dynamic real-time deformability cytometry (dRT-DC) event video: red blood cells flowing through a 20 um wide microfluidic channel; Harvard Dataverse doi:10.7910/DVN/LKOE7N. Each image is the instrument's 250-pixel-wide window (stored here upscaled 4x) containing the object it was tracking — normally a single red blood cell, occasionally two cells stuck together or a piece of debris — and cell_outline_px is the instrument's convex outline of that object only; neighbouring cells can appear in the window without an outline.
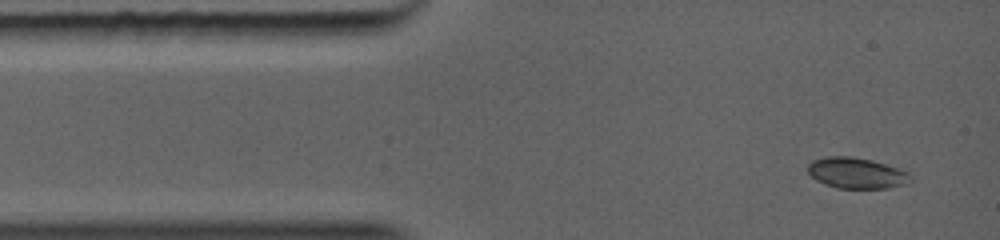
{"species": "common noctule bat (a hibernating species)", "species_latin": "Nyctalus noctula", "temperature_condition": "warm", "stored_images_in_passage": 22, "camera_frame_rate_fps": 5000, "um_per_image_px": 0.085, "animal": {"sex": "female", "body_mass_g": 19.0, "forearm_length_mm": 56.7}, "frame": {"image": 1, "passage_image": 1, "time_ms": 0.0, "image_size_px": [1000, 240], "cell_outline_px": [[912, 180], [908, 184], [888, 188], [836, 188], [824, 184], [816, 180], [808, 172], [808, 164], [812, 160], [824, 156], [852, 156], [872, 160], [900, 168], [908, 172], [912, 176]], "centroid_in_image_um": [72.83, 14.7], "position_along_channel_um": 12.2, "area_um2": 18.79}}
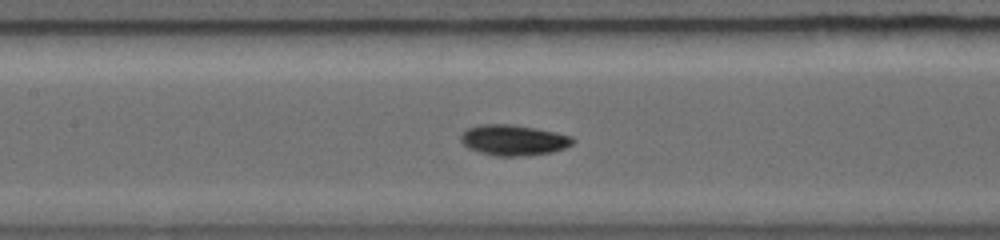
{"frame": {"image": 2, "passage_image": 10, "time_ms": 4.2, "image_size_px": [1000, 240], "cell_outline_px": [[572, 144], [564, 148], [552, 152], [528, 156], [496, 156], [468, 148], [464, 144], [464, 132], [472, 128], [528, 128], [568, 136], [572, 140]], "centroid_in_image_um": [43.73, 12.02], "position_along_channel_um": 163.7, "area_um2": 17.74}}
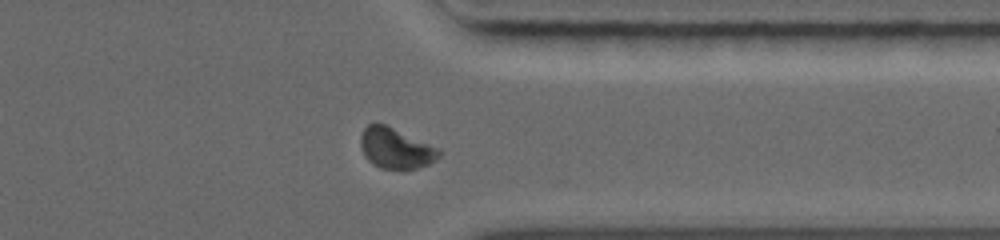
{"frame": {"image": 3, "passage_image": 19, "time_ms": 8.6, "image_size_px": [1000, 240], "cell_outline_px": [[440, 156], [428, 164], [416, 168], [380, 168], [364, 152], [364, 132], [368, 124], [384, 124], [440, 152]], "centroid_in_image_um": [33.65, 12.63], "position_along_channel_um": 377.8, "area_um2": 16.59}}